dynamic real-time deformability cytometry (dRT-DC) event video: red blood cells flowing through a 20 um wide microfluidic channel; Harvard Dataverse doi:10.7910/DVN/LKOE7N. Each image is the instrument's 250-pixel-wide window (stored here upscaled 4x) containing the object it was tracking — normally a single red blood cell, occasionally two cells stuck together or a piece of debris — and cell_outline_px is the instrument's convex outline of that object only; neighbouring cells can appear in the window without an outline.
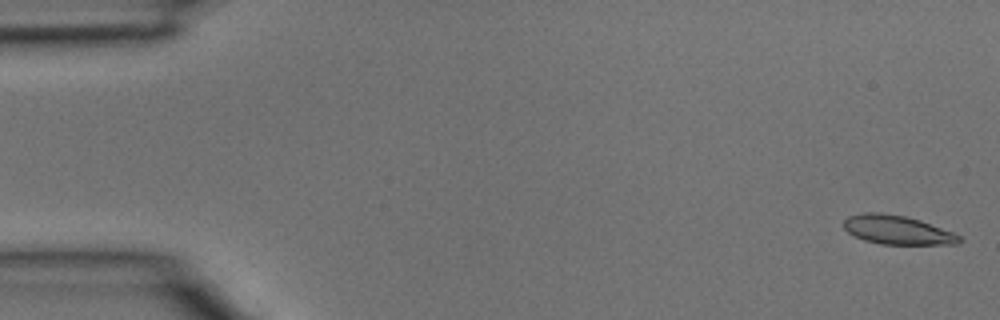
{"species": "common noctule bat (a hibernating species)", "species_latin": "Nyctalus noctula", "temperature_condition": "room temperature", "stored_images_in_passage": 2, "camera_frame_rate_fps": 3000, "um_per_image_px": 0.085, "animal": {"sex": "male", "body_mass_g": 15.6}, "frame": {"image": 1, "passage_image": 2, "time_ms": 0.333, "image_size_px": [1000, 320], "cell_outline_px": [[964, 240], [956, 244], [880, 244], [864, 240], [848, 232], [844, 228], [844, 220], [848, 216], [864, 212], [880, 212], [904, 216], [920, 220], [952, 232], [960, 236]], "centroid_in_image_um": [76.26, 19.54], "position_along_channel_um": 8.7, "area_um2": 19.36}}